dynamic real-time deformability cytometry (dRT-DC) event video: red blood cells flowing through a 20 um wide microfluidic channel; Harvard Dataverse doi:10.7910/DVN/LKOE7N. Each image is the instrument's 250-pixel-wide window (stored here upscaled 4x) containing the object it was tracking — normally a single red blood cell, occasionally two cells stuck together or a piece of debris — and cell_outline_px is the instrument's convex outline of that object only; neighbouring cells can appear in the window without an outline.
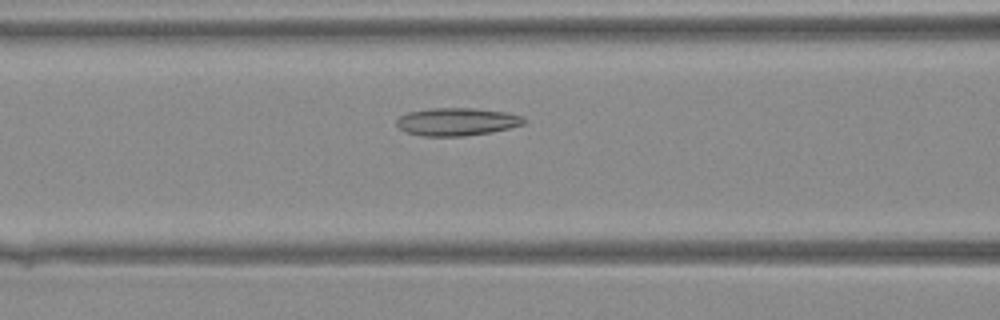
{"species": "Egyptian fruit bat (a non-hibernating species)", "species_latin": "Rousettus aegyptiacus", "temperature_condition": "warm", "stored_images_in_passage": 30, "camera_frame_rate_fps": 3000, "um_per_image_px": 0.085, "animal": {"sex": "female"}, "frame": {"image": 1, "passage_image": 6, "time_ms": 1.667, "image_size_px": [1000, 320], "cell_outline_px": [[528, 120], [524, 124], [508, 128], [488, 132], [464, 136], [424, 136], [408, 132], [400, 128], [396, 124], [396, 120], [400, 116], [408, 112], [432, 108], [472, 108], [508, 112], [524, 116]], "centroid_in_image_um": [38.87, 10.33], "position_along_channel_um": 127.7, "area_um2": 20.58}}
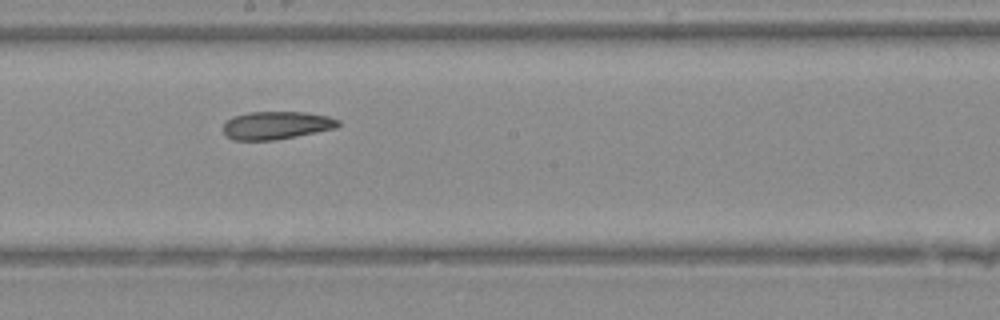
{"frame": {"image": 2, "passage_image": 12, "time_ms": 3.667, "image_size_px": [1000, 320], "cell_outline_px": [[340, 124], [336, 128], [296, 136], [272, 140], [236, 140], [228, 136], [224, 132], [224, 124], [232, 116], [248, 112], [304, 112], [328, 116], [340, 120]], "centroid_in_image_um": [23.51, 10.64], "position_along_channel_um": 224.7, "area_um2": 18.55}}
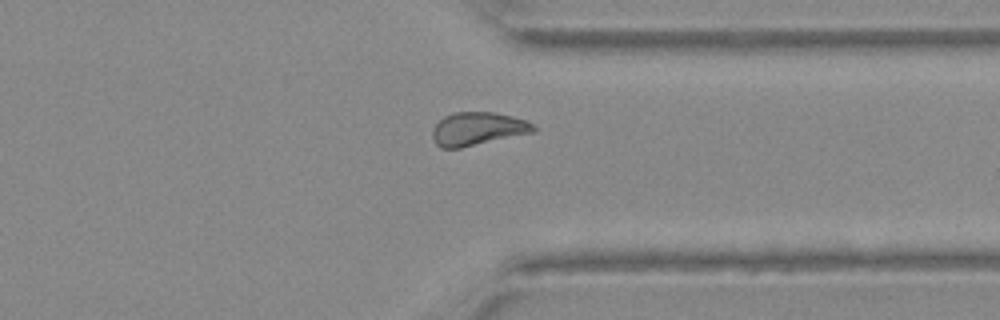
{"frame": {"image": 3, "passage_image": 21, "time_ms": 6.667, "image_size_px": [1000, 320], "cell_outline_px": [[536, 132], [460, 148], [440, 148], [436, 144], [432, 136], [432, 132], [436, 124], [444, 116], [452, 112], [496, 112], [512, 116], [524, 120], [532, 124], [536, 128]], "centroid_in_image_um": [40.6, 10.95], "position_along_channel_um": 370.8, "area_um2": 19.59}}